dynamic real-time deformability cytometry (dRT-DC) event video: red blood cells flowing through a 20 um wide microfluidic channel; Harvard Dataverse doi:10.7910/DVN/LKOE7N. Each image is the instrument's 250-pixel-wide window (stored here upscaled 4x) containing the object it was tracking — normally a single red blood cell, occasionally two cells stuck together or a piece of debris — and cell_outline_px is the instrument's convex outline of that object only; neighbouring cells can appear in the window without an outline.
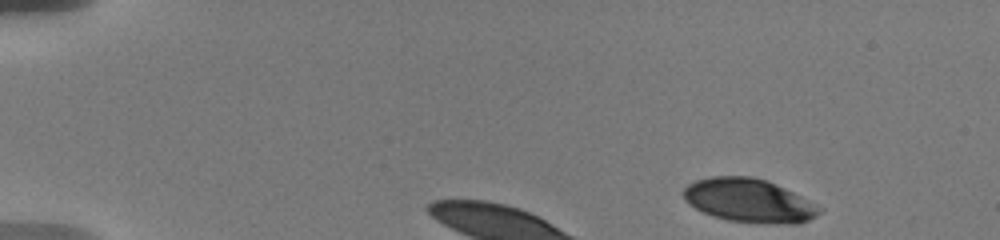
{"species": "human", "species_latin": "Homo sapiens", "temperature_condition": "warm", "stored_images_in_passage": 3, "camera_frame_rate_fps": 3000, "um_per_image_px": 0.085, "donor": {"sex": "male"}, "frame": {"image": 1, "passage_image": 1, "time_ms": 0.0, "image_size_px": [1000, 240], "cell_outline_px": [[824, 212], [800, 224], [756, 224], [728, 220], [712, 216], [688, 204], [684, 200], [684, 188], [688, 184], [696, 180], [712, 176], [752, 176], [776, 184], [824, 208]], "centroid_in_image_um": [63.69, 17.07], "position_along_channel_um": 21.3, "area_um2": 34.85}}